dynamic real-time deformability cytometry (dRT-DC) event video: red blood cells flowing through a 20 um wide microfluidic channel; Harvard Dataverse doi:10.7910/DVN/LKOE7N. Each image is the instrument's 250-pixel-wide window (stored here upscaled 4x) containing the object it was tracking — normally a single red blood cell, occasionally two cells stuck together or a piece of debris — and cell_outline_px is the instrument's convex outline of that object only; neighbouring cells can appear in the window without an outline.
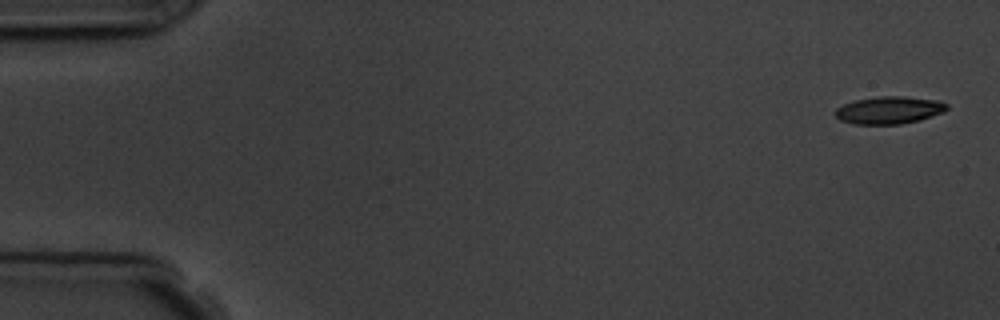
{"species": "common noctule bat (a hibernating species)", "species_latin": "Nyctalus noctula", "temperature_condition": "room temperature", "stored_images_in_passage": 4, "camera_frame_rate_fps": 3000, "um_per_image_px": 0.085, "animal": {"sex": "male", "body_mass_g": 19.5, "forearm_length_mm": 54.6}, "frame": {"image": 1, "passage_image": 1, "time_ms": 0.0, "image_size_px": [1000, 320], "cell_outline_px": [[948, 108], [944, 112], [920, 120], [900, 124], [852, 124], [840, 120], [832, 112], [836, 108], [844, 104], [856, 100], [880, 96], [904, 96], [940, 100], [948, 104]], "centroid_in_image_um": [75.58, 9.36], "position_along_channel_um": 9.4, "area_um2": 18.03}}
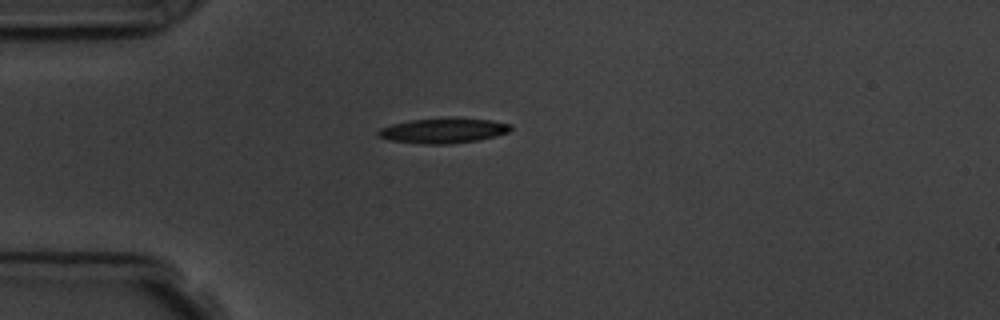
{"frame": {"image": 2, "passage_image": 4, "time_ms": 4.333, "image_size_px": [1000, 320], "cell_outline_px": [[512, 128], [508, 132], [496, 136], [476, 140], [448, 144], [424, 144], [388, 140], [380, 136], [376, 132], [380, 128], [392, 124], [412, 120], [492, 120], [512, 124]], "centroid_in_image_um": [37.67, 11.14], "position_along_channel_um": 47.3, "area_um2": 18.5}}